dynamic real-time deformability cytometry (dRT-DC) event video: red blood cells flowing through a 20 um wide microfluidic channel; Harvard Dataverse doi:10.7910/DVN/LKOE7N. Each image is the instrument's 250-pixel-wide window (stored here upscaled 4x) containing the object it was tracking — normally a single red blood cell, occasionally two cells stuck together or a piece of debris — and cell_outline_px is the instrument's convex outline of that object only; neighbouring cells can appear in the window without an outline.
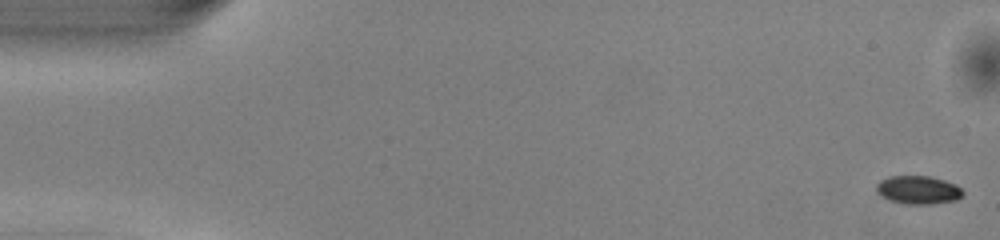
{"species": "common noctule bat (a hibernating species)", "species_latin": "Nyctalus noctula", "temperature_condition": "warm", "stored_images_in_passage": 51, "camera_frame_rate_fps": 3000, "um_per_image_px": 0.085, "animal": {"sex": "male", "body_mass_g": 13.0, "forearm_length_mm": 53.1}, "frame": {"image": 1, "passage_image": 1, "time_ms": 0.0, "image_size_px": [1000, 240], "cell_outline_px": [[964, 192], [956, 200], [932, 204], [904, 204], [880, 196], [876, 192], [876, 184], [880, 180], [888, 176], [928, 176], [944, 180], [956, 184]], "centroid_in_image_um": [78.02, 16.14], "position_along_channel_um": 7.0, "area_um2": 14.28}}
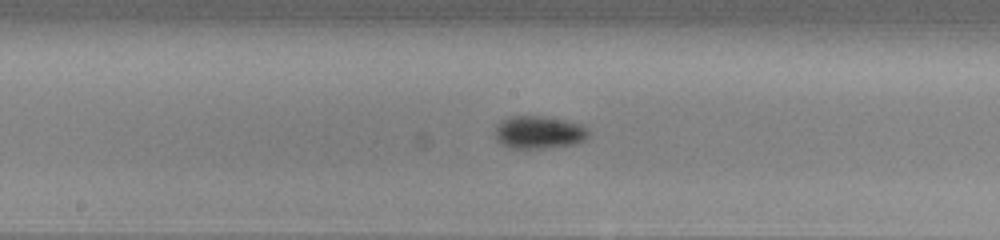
{"frame": {"image": 2, "passage_image": 26, "time_ms": 8.333, "image_size_px": [1000, 240], "cell_outline_px": [[588, 136], [584, 140], [576, 144], [544, 148], [508, 148], [500, 144], [496, 140], [496, 124], [500, 120], [508, 116], [548, 116], [580, 124], [588, 128]], "centroid_in_image_um": [45.78, 11.24], "position_along_channel_um": 202.4, "area_um2": 18.09}}
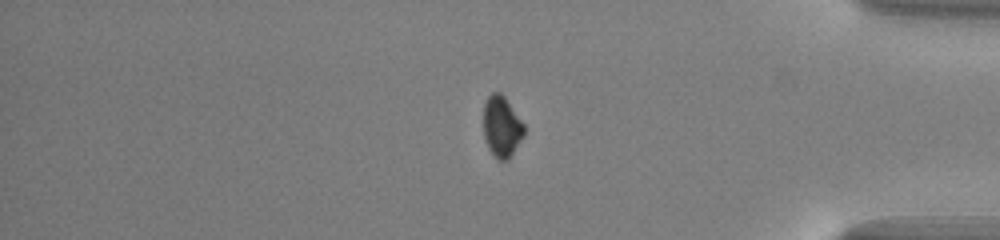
{"frame": {"image": 3, "passage_image": 42, "time_ms": 13.667, "image_size_px": [1000, 240], "cell_outline_px": [[524, 136], [508, 160], [496, 160], [492, 156], [484, 140], [484, 104], [488, 96], [492, 92], [500, 92], [504, 96], [524, 124]], "centroid_in_image_um": [42.63, 10.79], "position_along_channel_um": 392.6, "area_um2": 14.57}, "authors_computed_cell_mechanics": {"area_um2": 15.606, "velocity_mm_per_s": 4.1059, "shape_relaxation_time_tau1_ms": 2.5755, "shape_relaxation_time_tau2_ms": null, "deformation_change_tau1": 0.0627, "deformation_change_tau2": null}}